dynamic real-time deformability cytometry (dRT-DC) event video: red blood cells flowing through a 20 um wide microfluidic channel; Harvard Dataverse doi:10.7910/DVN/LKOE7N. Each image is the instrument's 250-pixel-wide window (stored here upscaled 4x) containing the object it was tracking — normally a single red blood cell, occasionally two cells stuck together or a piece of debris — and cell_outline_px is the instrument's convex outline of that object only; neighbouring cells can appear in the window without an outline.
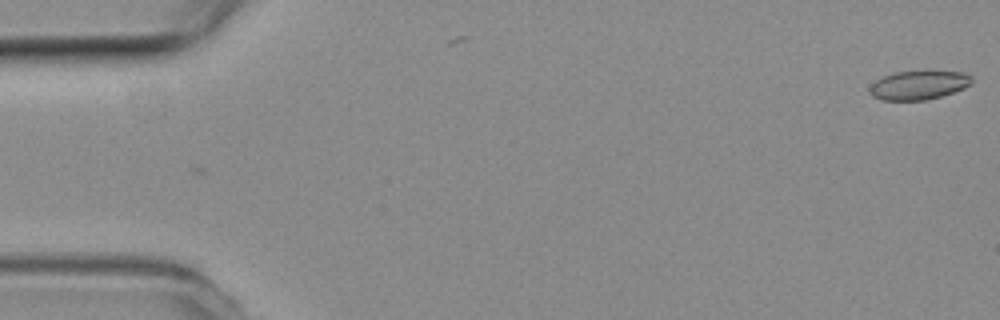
{"species": "common noctule bat (a hibernating species)", "species_latin": "Nyctalus noctula", "temperature_condition": "room temperature", "stored_images_in_passage": 4, "camera_frame_rate_fps": 3000, "um_per_image_px": 0.085, "animal": {"sex": "female", "body_mass_g": 19.3, "forearm_length_mm": 54.1}, "frame": {"image": 1, "passage_image": 1, "time_ms": 0.0, "image_size_px": [1000, 320], "cell_outline_px": [[972, 84], [964, 88], [940, 96], [924, 100], [880, 100], [872, 96], [868, 88], [876, 80], [884, 76], [896, 72], [964, 72], [972, 76]], "centroid_in_image_um": [78.07, 7.25], "position_along_channel_um": 6.9, "area_um2": 16.94}}